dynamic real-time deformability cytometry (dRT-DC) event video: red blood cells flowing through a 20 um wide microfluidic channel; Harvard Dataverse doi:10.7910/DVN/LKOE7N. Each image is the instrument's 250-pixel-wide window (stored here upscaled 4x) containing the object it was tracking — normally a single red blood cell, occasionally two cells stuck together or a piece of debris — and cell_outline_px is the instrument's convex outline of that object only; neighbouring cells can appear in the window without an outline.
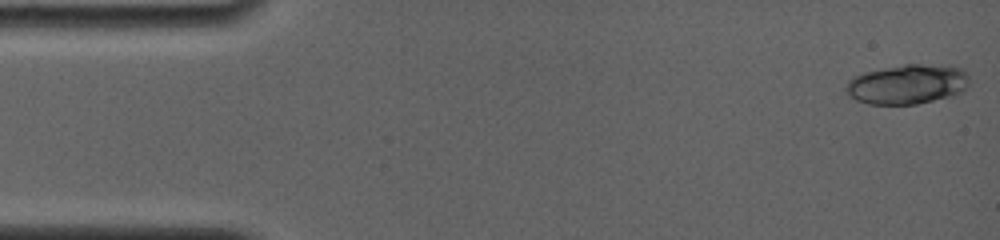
{"species": "common noctule bat (a hibernating species)", "species_latin": "Nyctalus noctula", "temperature_condition": "room temperature", "stored_images_in_passage": 8, "camera_frame_rate_fps": 4000, "um_per_image_px": 0.085, "animal": {"sex": "female", "body_mass_g": 19.0, "forearm_length_mm": 56.7}, "frame": {"image": 1, "passage_image": 1, "time_ms": 0.0, "image_size_px": [1000, 240], "cell_outline_px": [[968, 84], [964, 92], [952, 96], [916, 104], [868, 104], [856, 100], [848, 96], [844, 88], [848, 80], [852, 76], [864, 72], [904, 64], [948, 64], [964, 68], [968, 76]], "centroid_in_image_um": [77.14, 7.14], "position_along_channel_um": 7.9, "area_um2": 29.13}}
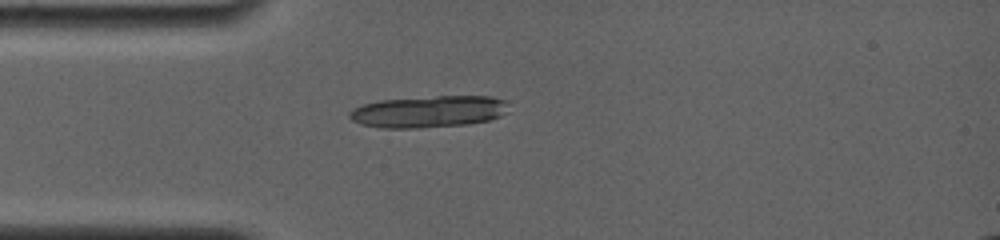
{"frame": {"image": 2, "passage_image": 8, "time_ms": 4.0, "image_size_px": [1000, 240], "cell_outline_px": [[508, 100], [504, 112], [500, 116], [488, 120], [468, 124], [420, 128], [380, 128], [360, 124], [352, 120], [348, 116], [348, 112], [352, 108], [364, 104], [380, 100], [436, 96], [492, 96]], "centroid_in_image_um": [36.4, 9.49], "position_along_channel_um": 48.6, "area_um2": 29.59}}